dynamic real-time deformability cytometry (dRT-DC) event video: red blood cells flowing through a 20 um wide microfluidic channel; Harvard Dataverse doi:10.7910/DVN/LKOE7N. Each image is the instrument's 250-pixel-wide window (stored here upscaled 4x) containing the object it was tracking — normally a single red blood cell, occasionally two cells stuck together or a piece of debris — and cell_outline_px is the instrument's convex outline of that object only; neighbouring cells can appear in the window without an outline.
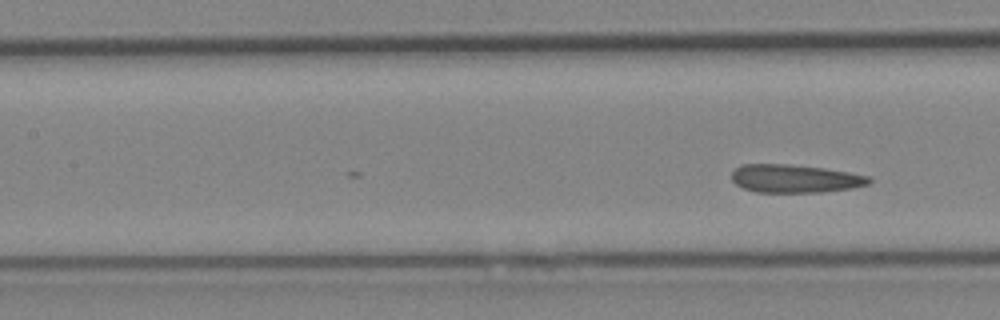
{"species": "Egyptian fruit bat (a non-hibernating species)", "species_latin": "Rousettus aegyptiacus", "temperature_condition": "cold", "stored_images_in_passage": 12, "camera_frame_rate_fps": 3000, "um_per_image_px": 0.085, "animal": {"sex": "female"}, "frame": {"image": 1, "passage_image": 12, "time_ms": 3.667, "image_size_px": [1000, 320], "cell_outline_px": [[872, 180], [868, 184], [852, 188], [820, 192], [756, 192], [744, 188], [736, 184], [732, 180], [732, 172], [740, 164], [784, 164], [824, 168], [848, 172], [868, 176]], "centroid_in_image_um": [67.55, 15.18], "position_along_channel_um": 139.9, "area_um2": 22.37}}